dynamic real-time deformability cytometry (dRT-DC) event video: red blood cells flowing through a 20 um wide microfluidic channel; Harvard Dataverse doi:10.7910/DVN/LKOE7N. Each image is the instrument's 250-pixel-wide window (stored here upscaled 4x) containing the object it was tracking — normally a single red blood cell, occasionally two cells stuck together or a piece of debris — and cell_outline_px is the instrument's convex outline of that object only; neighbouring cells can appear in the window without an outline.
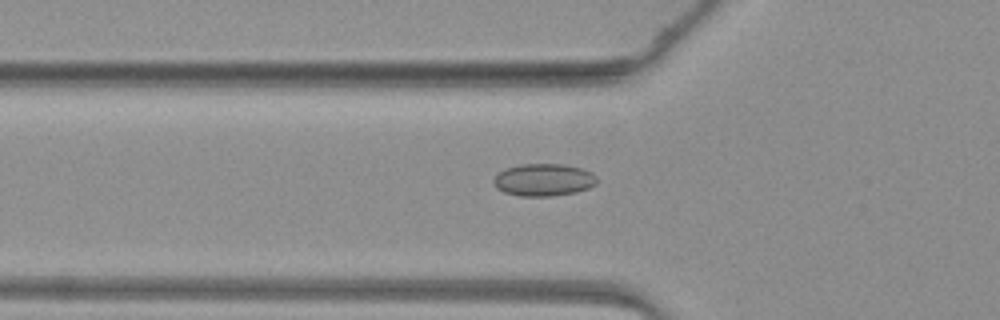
{"species": "common noctule bat (a hibernating species)", "species_latin": "Nyctalus noctula", "temperature_condition": "warm", "stored_images_in_passage": 42, "camera_frame_rate_fps": 3000, "um_per_image_px": 0.085, "animal": {"sex": "female", "body_mass_g": 19.3, "forearm_length_mm": 54.1}, "frame": {"image": 1, "passage_image": 13, "time_ms": 4.0, "image_size_px": [1000, 320], "cell_outline_px": [[596, 184], [588, 188], [576, 192], [552, 196], [520, 196], [504, 192], [496, 188], [492, 180], [504, 168], [520, 164], [564, 164], [580, 168], [592, 172], [596, 176]], "centroid_in_image_um": [46.2, 15.28], "position_along_channel_um": 79.6, "area_um2": 19.54}}
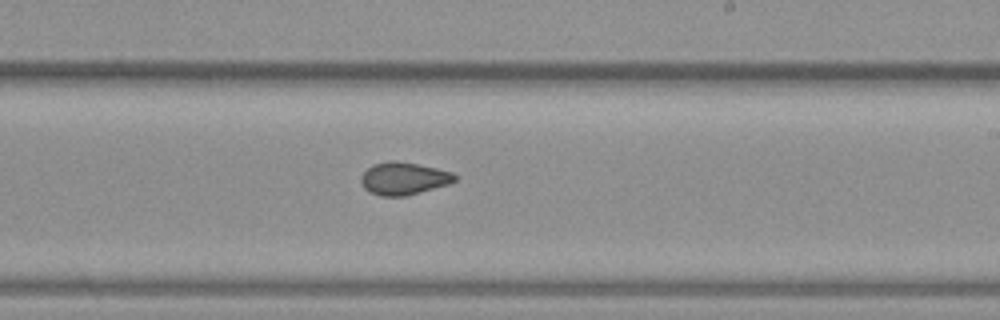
{"frame": {"image": 2, "passage_image": 25, "time_ms": 8.0, "image_size_px": [1000, 320], "cell_outline_px": [[456, 180], [448, 184], [420, 192], [404, 196], [380, 196], [364, 188], [360, 180], [360, 176], [372, 164], [388, 160], [396, 160], [436, 168], [452, 172], [456, 176]], "centroid_in_image_um": [34.28, 15.16], "position_along_channel_um": 254.7, "area_um2": 17.69}}
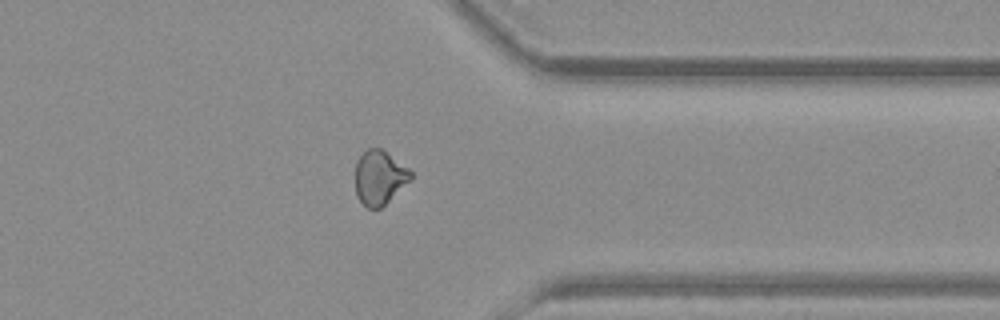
{"frame": {"image": 3, "passage_image": 34, "time_ms": 11.0, "image_size_px": [1000, 320], "cell_outline_px": [[412, 180], [380, 208], [368, 208], [356, 196], [356, 160], [368, 148], [380, 148], [408, 168], [412, 172]], "centroid_in_image_um": [32.26, 15.09], "position_along_channel_um": 379.1, "area_um2": 17.34}}